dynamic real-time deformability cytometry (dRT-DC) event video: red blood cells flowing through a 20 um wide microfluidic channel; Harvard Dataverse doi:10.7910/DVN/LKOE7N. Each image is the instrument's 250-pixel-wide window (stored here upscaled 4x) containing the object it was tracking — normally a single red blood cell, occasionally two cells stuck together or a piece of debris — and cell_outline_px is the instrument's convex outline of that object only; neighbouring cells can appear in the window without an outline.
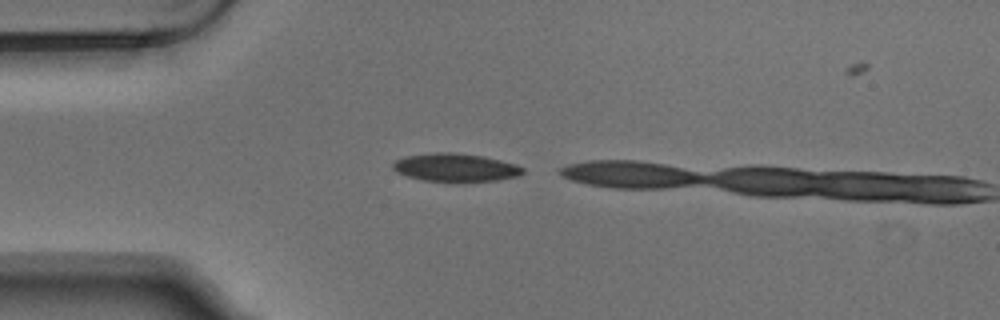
{"species": "Egyptian fruit bat (a non-hibernating species)", "species_latin": "Rousettus aegyptiacus", "temperature_condition": "warm", "stored_images_in_passage": 3, "camera_frame_rate_fps": 3000, "um_per_image_px": 0.085, "animal": {"sex": "male"}, "frame": {"image": 1, "passage_image": 2, "time_ms": 0.333, "image_size_px": [1000, 320], "cell_outline_px": [[524, 172], [520, 176], [496, 180], [424, 180], [408, 176], [396, 172], [392, 168], [392, 164], [396, 160], [404, 156], [432, 152], [452, 152], [484, 156], [516, 164], [524, 168]], "centroid_in_image_um": [38.71, 14.2], "position_along_channel_um": 46.3, "area_um2": 20.98}}